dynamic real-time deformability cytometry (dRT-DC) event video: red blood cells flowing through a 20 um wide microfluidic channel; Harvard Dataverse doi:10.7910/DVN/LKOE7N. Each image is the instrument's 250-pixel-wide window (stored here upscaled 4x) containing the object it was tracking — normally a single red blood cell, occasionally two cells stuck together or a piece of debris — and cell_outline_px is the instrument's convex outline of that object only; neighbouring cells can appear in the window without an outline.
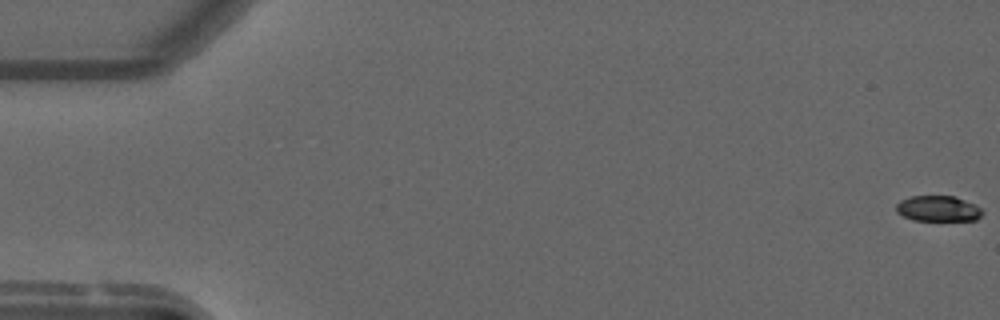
{"species": "common noctule bat (a hibernating species)", "species_latin": "Nyctalus noctula", "temperature_condition": "warm", "stored_images_in_passage": 56, "camera_frame_rate_fps": 3000, "um_per_image_px": 0.085, "animal": {"sex": "male", "forearm_length_mm": 52.5}, "frame": {"image": 1, "passage_image": 1, "time_ms": 0.0, "image_size_px": [1000, 320], "cell_outline_px": [[984, 212], [976, 220], [912, 220], [896, 212], [896, 204], [900, 200], [912, 196], [956, 196], [980, 208]], "centroid_in_image_um": [79.71, 17.73], "position_along_channel_um": 5.3, "area_um2": 12.77}}
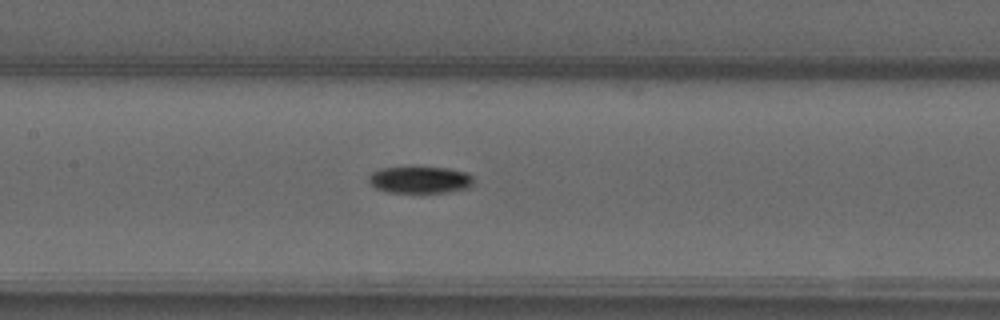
{"frame": {"image": 2, "passage_image": 27, "time_ms": 8.667, "image_size_px": [1000, 320], "cell_outline_px": [[472, 184], [468, 188], [448, 192], [384, 192], [376, 188], [368, 180], [368, 176], [372, 172], [380, 168], [412, 164], [448, 168], [468, 172], [472, 176]], "centroid_in_image_um": [35.67, 15.23], "position_along_channel_um": 171.7, "area_um2": 17.22}}
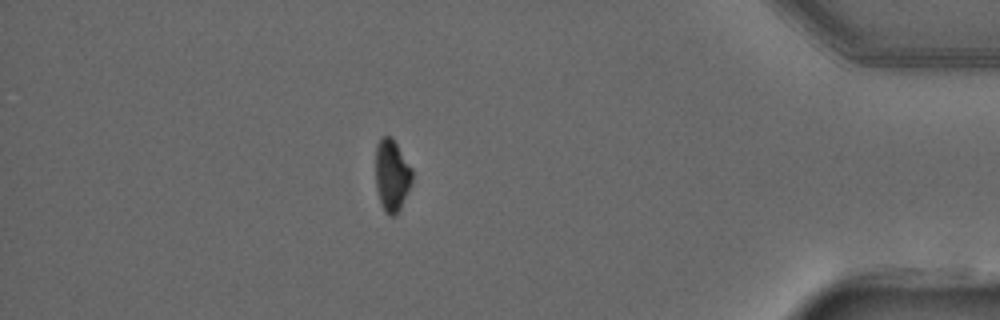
{"frame": {"image": 3, "passage_image": 49, "time_ms": 16.0, "image_size_px": [1000, 320], "cell_outline_px": [[412, 184], [396, 216], [388, 216], [384, 212], [380, 204], [376, 188], [376, 144], [380, 136], [388, 136], [396, 144], [412, 168]], "centroid_in_image_um": [33.29, 14.95], "position_along_channel_um": 401.9, "area_um2": 15.43}, "authors_computed_cell_mechanics": {"area_um2": 15.9528, "velocity_mm_per_s": 3.738, "shape_relaxation_time_tau1_ms": 8.3479, "shape_relaxation_time_tau2_ms": null, "deformation_change_tau1": 0.1879, "deformation_change_tau2": null}}